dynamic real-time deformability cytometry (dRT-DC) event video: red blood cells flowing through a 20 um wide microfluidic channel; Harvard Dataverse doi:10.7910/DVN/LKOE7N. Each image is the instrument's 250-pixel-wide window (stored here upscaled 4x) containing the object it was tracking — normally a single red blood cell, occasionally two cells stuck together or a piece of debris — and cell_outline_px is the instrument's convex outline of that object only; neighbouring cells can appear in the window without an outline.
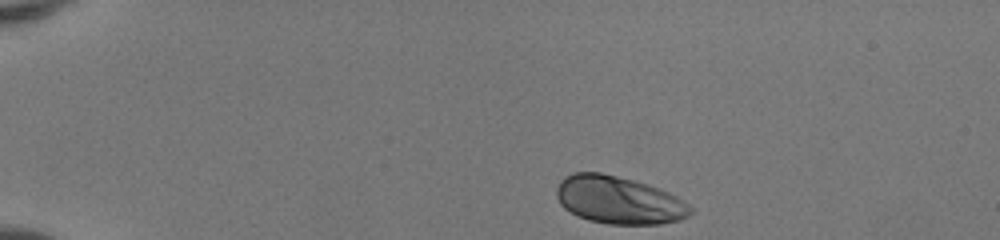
{"species": "human", "species_latin": "Homo sapiens", "temperature_condition": "room temperature", "stored_images_in_passage": 37, "camera_frame_rate_fps": 3000, "um_per_image_px": 0.085, "donor": {"sex": "female"}, "frame": {"image": 1, "passage_image": 1, "time_ms": 0.0, "image_size_px": [1000, 240], "cell_outline_px": [[692, 212], [688, 216], [680, 220], [660, 224], [608, 224], [588, 220], [576, 216], [564, 208], [560, 204], [556, 196], [556, 188], [560, 180], [564, 176], [572, 172], [600, 172], [648, 184], [668, 192], [684, 200], [692, 208]], "centroid_in_image_um": [52.56, 17.01], "position_along_channel_um": 32.4, "area_um2": 37.45}}
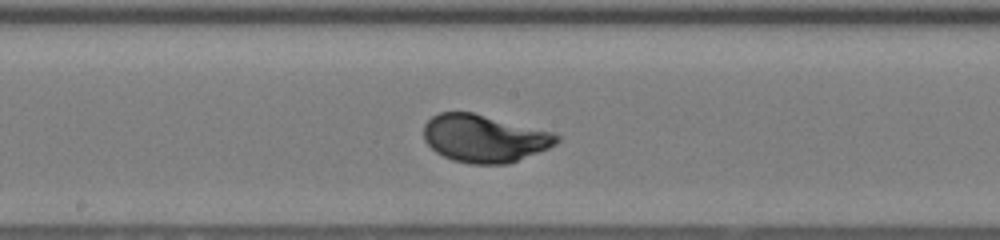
{"frame": {"image": 2, "passage_image": 20, "time_ms": 6.333, "image_size_px": [1000, 240], "cell_outline_px": [[560, 140], [556, 144], [548, 148], [508, 164], [468, 164], [452, 160], [436, 152], [424, 140], [424, 124], [432, 116], [440, 112], [472, 112], [552, 132], [560, 136]], "centroid_in_image_um": [41.15, 11.77], "position_along_channel_um": 207.0, "area_um2": 36.76}}
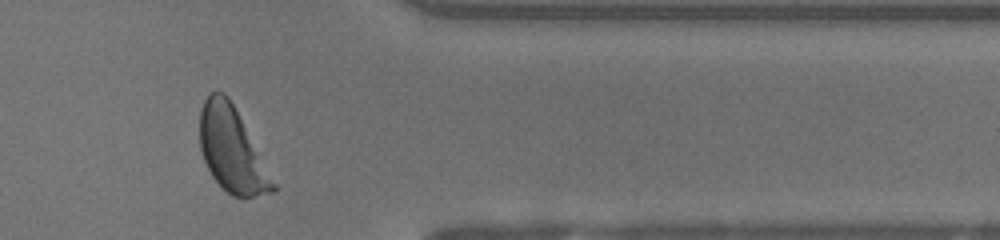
{"frame": {"image": 3, "passage_image": 34, "time_ms": 11.0, "image_size_px": [1000, 240], "cell_outline_px": [[276, 192], [252, 196], [232, 196], [212, 176], [204, 160], [200, 148], [200, 108], [204, 100], [212, 92], [224, 92], [228, 96], [276, 184]], "centroid_in_image_um": [19.69, 12.73], "position_along_channel_um": 391.7, "area_um2": 35.2}, "authors_computed_cell_mechanics": {"area_um2": 36.5874, "velocity_mm_per_s": 4.1258, "shape_relaxation_time_tau1_ms": 1.7136, "shape_relaxation_time_tau2_ms": null, "deformation_change_tau1": 0.1449, "deformation_change_tau2": null}}